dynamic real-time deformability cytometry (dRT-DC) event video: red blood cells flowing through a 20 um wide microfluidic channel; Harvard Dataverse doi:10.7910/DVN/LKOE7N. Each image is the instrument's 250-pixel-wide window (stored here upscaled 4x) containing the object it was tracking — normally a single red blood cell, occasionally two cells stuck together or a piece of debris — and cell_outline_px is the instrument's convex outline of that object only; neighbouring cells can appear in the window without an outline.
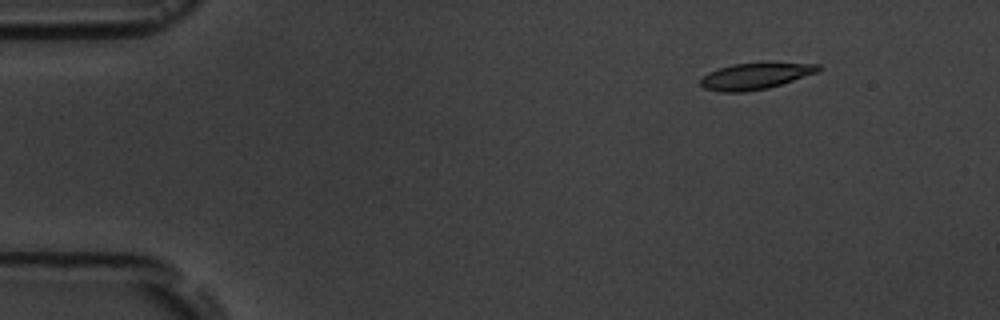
{"species": "common noctule bat (a hibernating species)", "species_latin": "Nyctalus noctula", "temperature_condition": "room temperature", "stored_images_in_passage": 5, "camera_frame_rate_fps": 3000, "um_per_image_px": 0.085, "animal": {"sex": "male", "body_mass_g": 19.5, "forearm_length_mm": 54.6}, "frame": {"image": 1, "passage_image": 2, "time_ms": 1.333, "image_size_px": [1000, 320], "cell_outline_px": [[820, 72], [768, 88], [744, 92], [720, 92], [704, 88], [700, 84], [700, 80], [708, 72], [732, 64], [820, 64]], "centroid_in_image_um": [64.18, 6.49], "position_along_channel_um": 20.8, "area_um2": 17.63}}
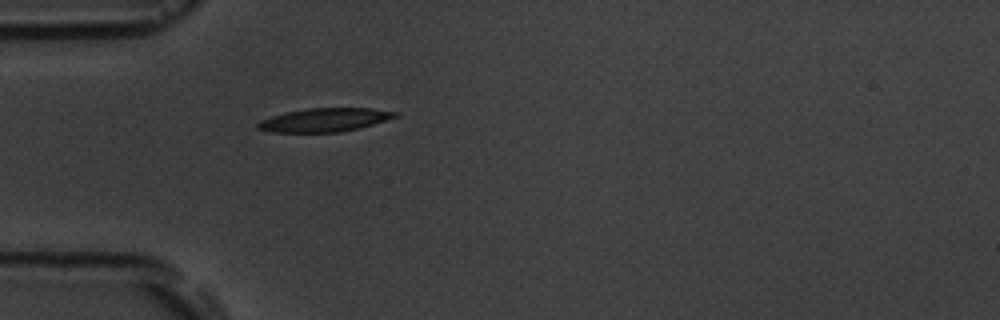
{"frame": {"image": 2, "passage_image": 5, "time_ms": 4.667, "image_size_px": [1000, 320], "cell_outline_px": [[400, 116], [360, 128], [340, 132], [272, 132], [256, 128], [256, 124], [260, 120], [272, 116], [288, 112], [308, 108], [372, 108], [400, 112]], "centroid_in_image_um": [27.64, 10.19], "position_along_channel_um": 57.4, "area_um2": 18.9}}